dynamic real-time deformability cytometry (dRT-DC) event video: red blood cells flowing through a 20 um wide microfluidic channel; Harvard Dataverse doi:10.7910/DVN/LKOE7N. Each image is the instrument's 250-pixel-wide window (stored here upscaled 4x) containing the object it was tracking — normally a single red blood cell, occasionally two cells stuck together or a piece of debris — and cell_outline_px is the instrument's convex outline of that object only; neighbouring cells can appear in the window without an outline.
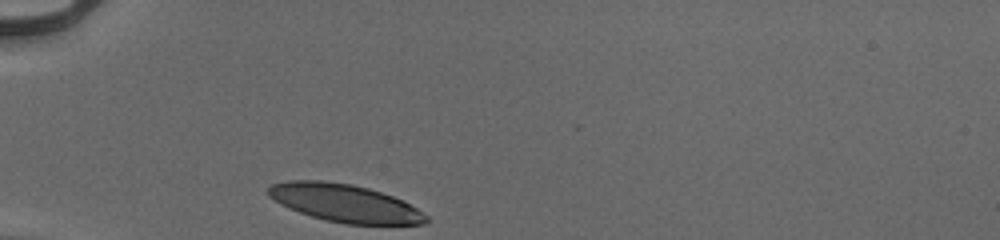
{"species": "human", "species_latin": "Homo sapiens", "temperature_condition": "cold", "stored_images_in_passage": 28, "camera_frame_rate_fps": 3000, "um_per_image_px": 0.085, "donor": {"sex": "male"}, "frame": {"image": 1, "passage_image": 1, "time_ms": 0.0, "image_size_px": [1000, 240], "cell_outline_px": [[428, 220], [424, 224], [344, 224], [324, 220], [288, 208], [280, 204], [268, 196], [264, 192], [272, 184], [288, 180], [324, 180], [352, 184], [368, 188], [392, 196], [416, 208], [428, 216]], "centroid_in_image_um": [29.24, 17.25], "position_along_channel_um": 55.8, "area_um2": 34.74}}
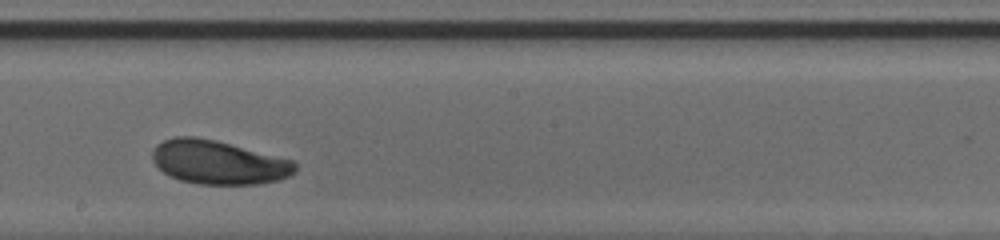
{"frame": {"image": 2, "passage_image": 16, "time_ms": 5.0, "image_size_px": [1000, 240], "cell_outline_px": [[296, 172], [280, 180], [260, 184], [196, 184], [180, 180], [168, 176], [152, 160], [152, 152], [156, 144], [164, 140], [176, 136], [196, 136], [216, 140], [292, 160], [296, 164]], "centroid_in_image_um": [18.55, 13.8], "position_along_channel_um": 229.7, "area_um2": 36.53}}
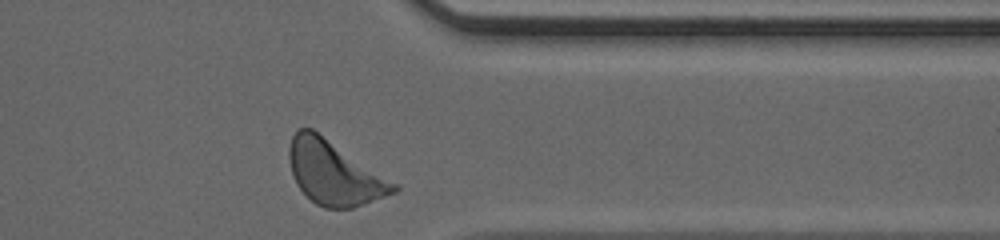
{"frame": {"image": 3, "passage_image": 28, "time_ms": 9.0, "image_size_px": [1000, 240], "cell_outline_px": [[400, 188], [396, 192], [364, 204], [352, 208], [324, 208], [316, 204], [296, 184], [288, 160], [288, 148], [292, 136], [300, 128], [312, 128], [400, 184]], "centroid_in_image_um": [28.44, 14.68], "position_along_channel_um": 383.0, "area_um2": 39.07}, "authors_computed_cell_mechanics": {"area_um2": 36.2117, "velocity_mm_per_s": 3.8939, "shape_relaxation_time_tau1_ms": 1.7582, "shape_relaxation_time_tau2_ms": null, "deformation_change_tau1": 0.1351, "deformation_change_tau2": null}}